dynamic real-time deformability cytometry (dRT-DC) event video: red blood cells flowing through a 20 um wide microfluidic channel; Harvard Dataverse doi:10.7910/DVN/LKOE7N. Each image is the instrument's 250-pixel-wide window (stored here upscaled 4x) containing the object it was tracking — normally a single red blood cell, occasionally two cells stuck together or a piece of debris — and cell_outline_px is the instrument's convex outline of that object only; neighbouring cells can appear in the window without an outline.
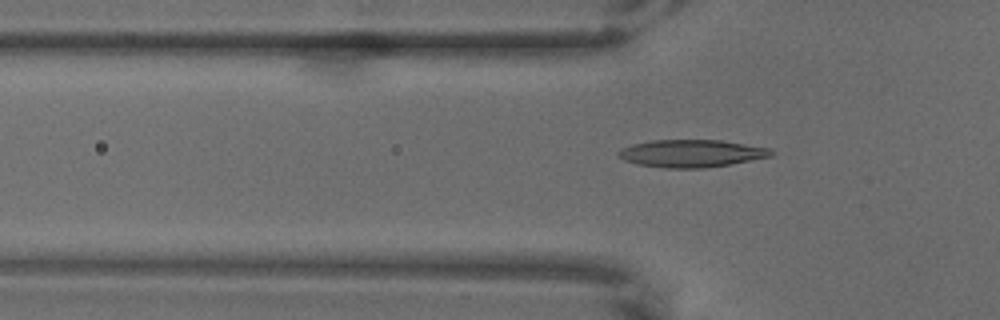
{"species": "common noctule bat (a hibernating species)", "species_latin": "Nyctalus noctula", "temperature_condition": "warm", "stored_images_in_passage": 51, "camera_frame_rate_fps": 3000, "um_per_image_px": 0.085, "animal": {"sex": "male", "body_mass_g": 18.8}, "frame": {"image": 1, "passage_image": 9, "time_ms": 2.667, "image_size_px": [1000, 320], "cell_outline_px": [[776, 152], [772, 156], [728, 164], [704, 168], [664, 168], [636, 164], [624, 160], [616, 152], [620, 148], [632, 144], [652, 140], [720, 140], [768, 148]], "centroid_in_image_um": [58.73, 13.04], "position_along_channel_um": 67.1, "area_um2": 24.39}}
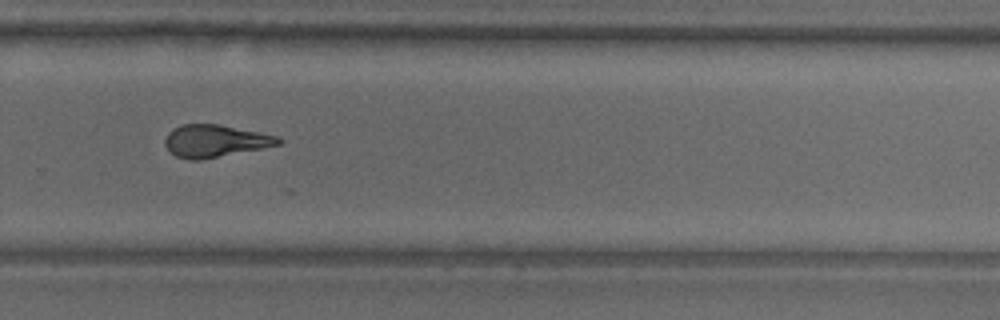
{"frame": {"image": 2, "passage_image": 32, "time_ms": 10.333, "image_size_px": [1000, 320], "cell_outline_px": [[284, 140], [280, 144], [264, 148], [200, 160], [188, 160], [176, 156], [168, 152], [164, 144], [164, 140], [168, 132], [172, 128], [180, 124], [220, 124], [260, 132], [276, 136]], "centroid_in_image_um": [18.25, 11.98], "position_along_channel_um": 311.6, "area_um2": 21.68}}
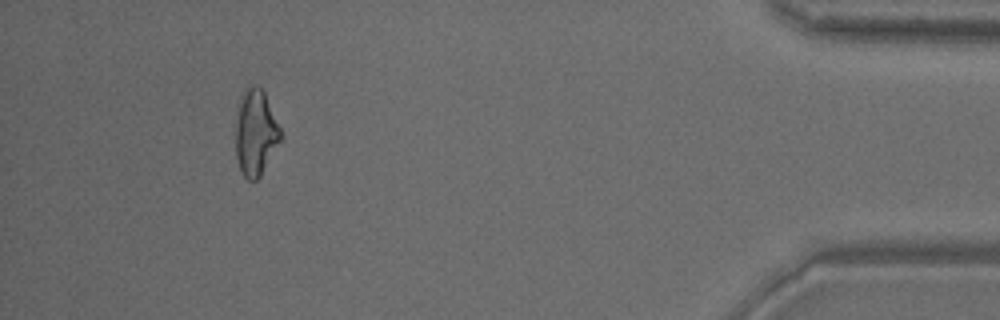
{"frame": {"image": 3, "passage_image": 47, "time_ms": 15.333, "image_size_px": [1000, 320], "cell_outline_px": [[284, 136], [260, 176], [256, 180], [248, 180], [240, 172], [236, 156], [236, 116], [240, 96], [252, 84], [256, 84], [264, 92]], "centroid_in_image_um": [21.73, 11.29], "position_along_channel_um": 413.5, "area_um2": 22.66}}